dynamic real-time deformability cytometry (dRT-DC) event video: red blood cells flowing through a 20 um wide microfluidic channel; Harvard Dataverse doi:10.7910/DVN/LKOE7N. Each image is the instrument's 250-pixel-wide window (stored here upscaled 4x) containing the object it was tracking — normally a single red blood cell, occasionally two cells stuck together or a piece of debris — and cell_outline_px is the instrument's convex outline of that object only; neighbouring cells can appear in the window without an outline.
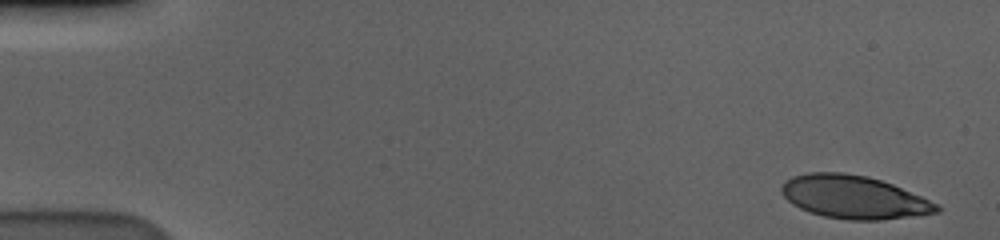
{"species": "human", "species_latin": "Homo sapiens", "temperature_condition": "cold", "stored_images_in_passage": 56, "camera_frame_rate_fps": 3000, "um_per_image_px": 0.085, "donor": {"sex": "male"}, "frame": {"image": 1, "passage_image": 1, "time_ms": 0.0, "image_size_px": [1000, 240], "cell_outline_px": [[940, 212], [880, 220], [848, 220], [824, 216], [808, 212], [792, 204], [784, 196], [780, 188], [784, 180], [792, 176], [808, 172], [844, 172], [868, 176], [892, 184], [920, 196], [936, 204], [940, 208]], "centroid_in_image_um": [72.52, 16.74], "position_along_channel_um": 12.5, "area_um2": 38.84}}
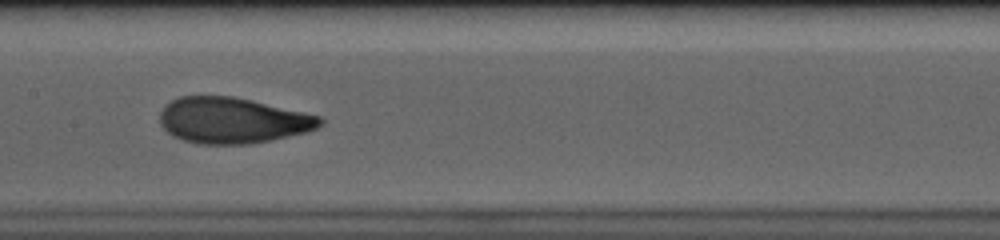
{"frame": {"image": 2, "passage_image": 28, "time_ms": 9.0, "image_size_px": [1000, 240], "cell_outline_px": [[324, 124], [316, 128], [304, 132], [272, 140], [248, 144], [196, 144], [172, 136], [160, 124], [160, 112], [164, 104], [180, 96], [232, 96], [252, 100], [304, 112], [320, 116], [324, 120]], "centroid_in_image_um": [19.74, 10.23], "position_along_channel_um": 187.7, "area_um2": 42.95}}
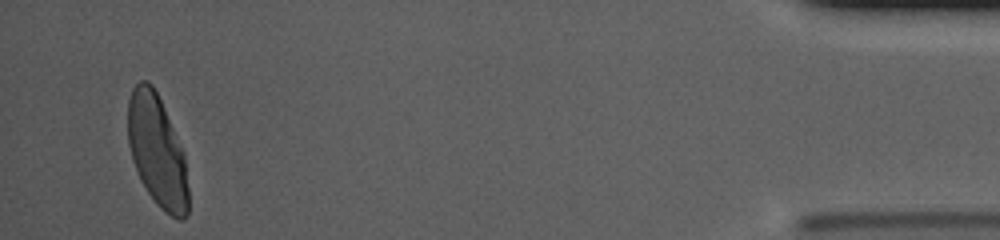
{"frame": {"image": 3, "passage_image": 54, "time_ms": 17.667, "image_size_px": [1000, 240], "cell_outline_px": [[188, 216], [180, 220], [164, 212], [156, 204], [140, 180], [132, 160], [128, 144], [128, 100], [132, 88], [140, 80], [148, 80], [152, 84], [160, 100], [184, 152], [188, 188]], "centroid_in_image_um": [13.35, 12.85], "position_along_channel_um": 421.9, "area_um2": 39.36}, "authors_computed_cell_mechanics": {"area_um2": 41.5582, "velocity_mm_per_s": 3.574, "shape_relaxation_time_tau1_ms": 4.166, "shape_relaxation_time_tau2_ms": 0.8842, "deformation_change_tau1": 0.1927, "deformation_change_tau2": 0.0639}}